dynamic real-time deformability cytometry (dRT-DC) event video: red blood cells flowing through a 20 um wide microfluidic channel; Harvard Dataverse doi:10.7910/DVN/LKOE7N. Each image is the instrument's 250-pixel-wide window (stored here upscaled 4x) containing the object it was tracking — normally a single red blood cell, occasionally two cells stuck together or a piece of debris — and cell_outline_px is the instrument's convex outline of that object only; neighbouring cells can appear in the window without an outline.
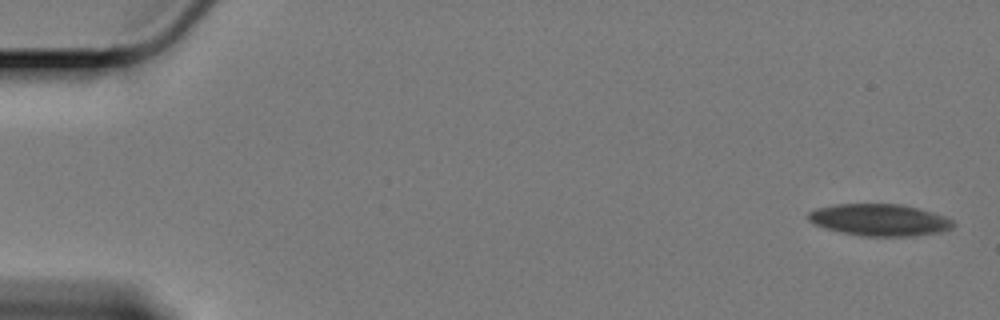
{"species": "Egyptian fruit bat (a non-hibernating species)", "species_latin": "Rousettus aegyptiacus", "temperature_condition": "cold", "stored_images_in_passage": 60, "camera_frame_rate_fps": 3000, "um_per_image_px": 0.085, "animal": {"sex": "female"}, "frame": {"image": 1, "passage_image": 1, "time_ms": 0.0, "image_size_px": [1000, 320], "cell_outline_px": [[956, 224], [952, 228], [940, 232], [916, 236], [860, 236], [840, 232], [824, 228], [808, 220], [808, 212], [816, 208], [836, 204], [900, 204], [932, 212], [944, 216], [952, 220]], "centroid_in_image_um": [74.75, 18.7], "position_along_channel_um": 10.2, "area_um2": 26.93}}
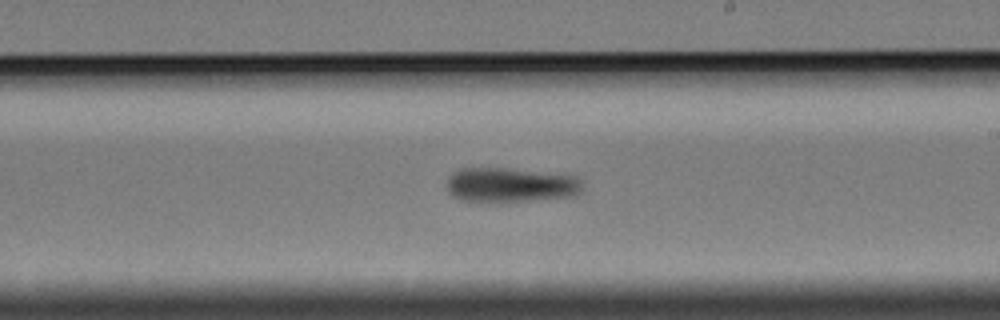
{"frame": {"image": 2, "passage_image": 35, "time_ms": 11.333, "image_size_px": [1000, 320], "cell_outline_px": [[584, 192], [576, 196], [492, 204], [460, 200], [452, 196], [448, 192], [448, 176], [452, 172], [460, 168], [504, 168], [576, 176], [580, 180], [584, 188]], "centroid_in_image_um": [43.38, 15.76], "position_along_channel_um": 245.6, "area_um2": 28.15}}
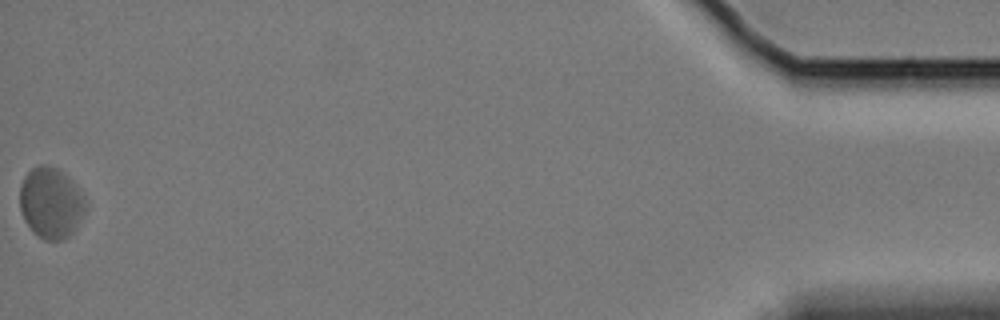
{"frame": {"image": 3, "passage_image": 60, "time_ms": 19.667, "image_size_px": [1000, 320], "cell_outline_px": [[88, 204], [72, 232], [64, 240], [44, 240], [32, 232], [24, 220], [20, 208], [20, 184], [24, 176], [32, 168], [40, 164], [48, 164], [56, 168], [68, 176], [80, 188]], "centroid_in_image_um": [4.32, 17.22], "position_along_channel_um": 430.9, "area_um2": 27.4}, "authors_computed_cell_mechanics": {"area_um2": 27.0504, "velocity_mm_per_s": 3.2975, "shape_relaxation_time_tau1_ms": 9.619, "shape_relaxation_time_tau2_ms": null, "deformation_change_tau1": 0.1037, "deformation_change_tau2": null}}